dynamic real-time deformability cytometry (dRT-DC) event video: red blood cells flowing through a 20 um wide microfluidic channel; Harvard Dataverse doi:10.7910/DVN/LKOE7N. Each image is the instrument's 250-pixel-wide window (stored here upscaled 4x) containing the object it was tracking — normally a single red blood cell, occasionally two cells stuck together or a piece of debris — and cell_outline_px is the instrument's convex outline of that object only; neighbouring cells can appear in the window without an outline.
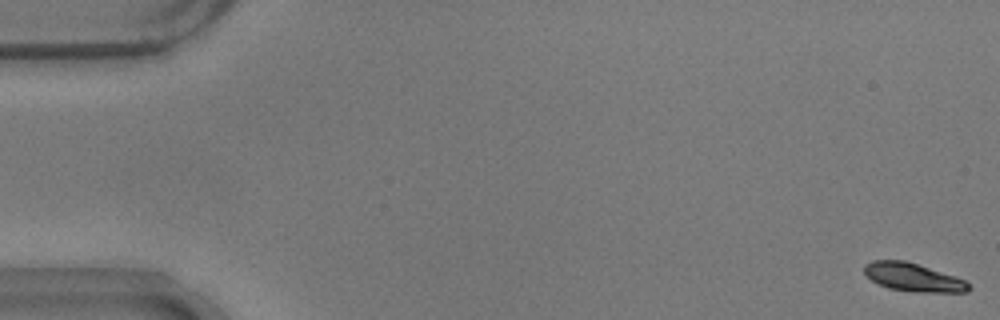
{"species": "common noctule bat (a hibernating species)", "species_latin": "Nyctalus noctula", "temperature_condition": "warm", "stored_images_in_passage": 55, "camera_frame_rate_fps": 3000, "um_per_image_px": 0.085, "animal": {"sex": "male", "body_mass_g": 17.9}, "frame": {"image": 1, "passage_image": 1, "time_ms": 0.0, "image_size_px": [1000, 320], "cell_outline_px": [[972, 288], [968, 292], [912, 292], [888, 288], [872, 280], [864, 272], [864, 264], [872, 260], [904, 260], [964, 280]], "centroid_in_image_um": [77.58, 23.58], "position_along_channel_um": 7.4, "area_um2": 16.88}}
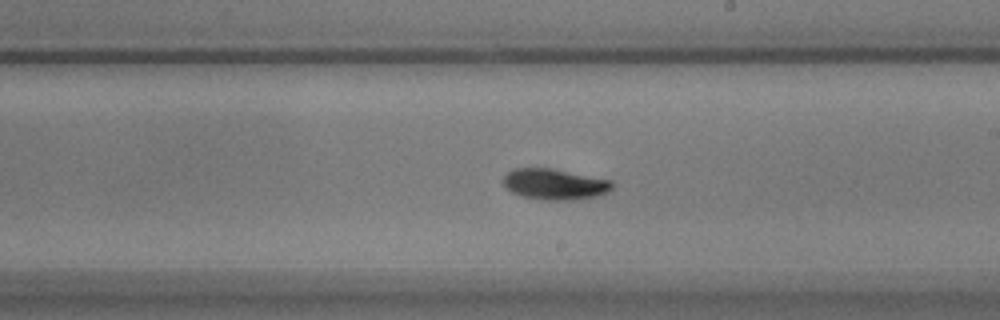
{"frame": {"image": 2, "passage_image": 32, "time_ms": 10.333, "image_size_px": [1000, 320], "cell_outline_px": [[612, 188], [608, 192], [596, 196], [572, 200], [540, 200], [520, 196], [504, 188], [504, 176], [508, 172], [516, 168], [548, 168], [612, 180]], "centroid_in_image_um": [47.12, 15.67], "position_along_channel_um": 241.9, "area_um2": 19.54}}
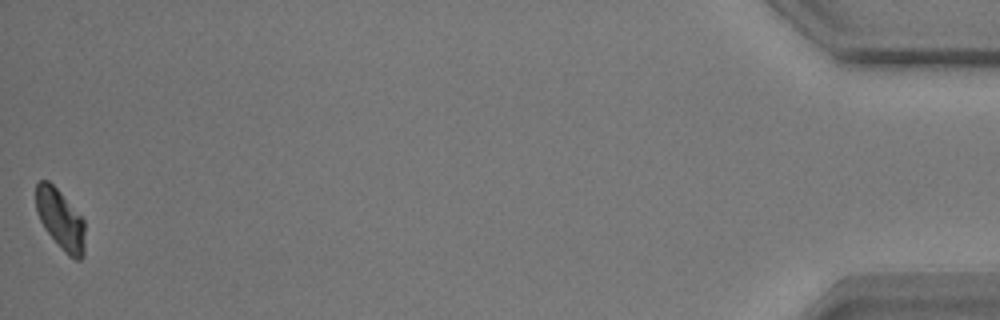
{"frame": {"image": 3, "passage_image": 55, "time_ms": 18.0, "image_size_px": [1000, 320], "cell_outline_px": [[84, 256], [80, 260], [76, 260], [68, 256], [60, 248], [44, 228], [36, 212], [36, 184], [40, 180], [48, 180], [60, 192], [84, 220]], "centroid_in_image_um": [5.13, 18.68], "position_along_channel_um": 430.1, "area_um2": 17.17}, "authors_computed_cell_mechanics": {"area_um2": 18.3804, "velocity_mm_per_s": 3.6852, "shape_relaxation_time_tau1_ms": 2.8055, "shape_relaxation_time_tau2_ms": null, "deformation_change_tau1": 0.1322, "deformation_change_tau2": null}}